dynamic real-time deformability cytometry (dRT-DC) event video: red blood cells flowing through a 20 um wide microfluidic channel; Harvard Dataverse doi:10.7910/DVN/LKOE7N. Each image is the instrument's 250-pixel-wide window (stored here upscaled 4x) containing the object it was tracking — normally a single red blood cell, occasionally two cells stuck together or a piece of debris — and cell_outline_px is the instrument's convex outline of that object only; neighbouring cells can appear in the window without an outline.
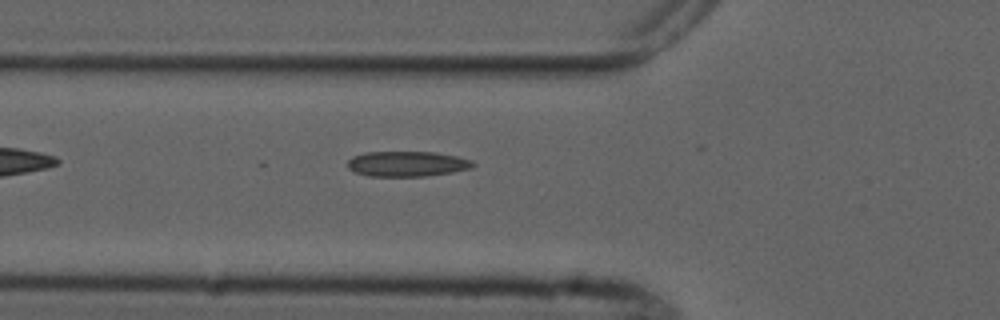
{"species": "common noctule bat (a hibernating species)", "species_latin": "Nyctalus noctula", "temperature_condition": "cold", "stored_images_in_passage": 5, "camera_frame_rate_fps": 3000, "um_per_image_px": 0.085, "animal": {"sex": "male", "forearm_length_mm": 52.5}, "frame": {"image": 1, "passage_image": 5, "time_ms": 5.0, "image_size_px": [1000, 320], "cell_outline_px": [[476, 164], [472, 168], [452, 172], [424, 176], [368, 176], [356, 172], [348, 168], [348, 160], [352, 156], [364, 152], [436, 152], [456, 156], [472, 160]], "centroid_in_image_um": [34.61, 13.92], "position_along_channel_um": 91.2, "area_um2": 18.5}}